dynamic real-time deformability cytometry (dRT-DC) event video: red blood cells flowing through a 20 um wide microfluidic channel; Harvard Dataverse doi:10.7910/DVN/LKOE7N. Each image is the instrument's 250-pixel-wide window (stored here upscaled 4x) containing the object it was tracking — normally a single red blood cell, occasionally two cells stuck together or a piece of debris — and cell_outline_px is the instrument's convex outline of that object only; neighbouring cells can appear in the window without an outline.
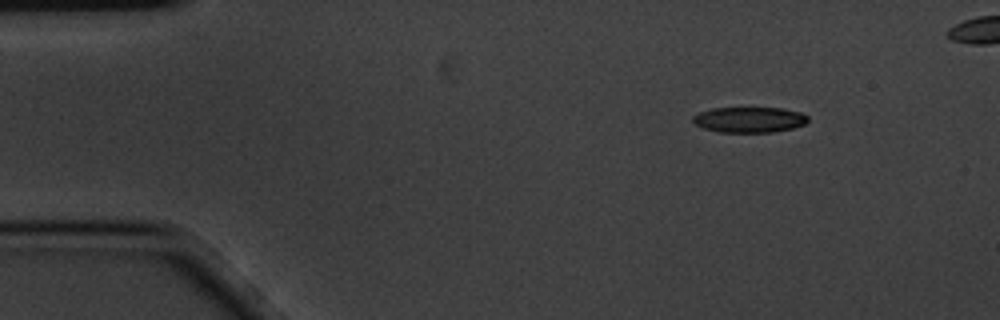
{"species": "common noctule bat (a hibernating species)", "species_latin": "Nyctalus noctula", "temperature_condition": "cold", "stored_images_in_passage": 5, "camera_frame_rate_fps": 3000, "um_per_image_px": 0.085, "animal": {"sex": "male", "body_mass_g": 20.1, "forearm_length_mm": 53.5}, "frame": {"image": 1, "passage_image": 1, "time_ms": 0.0, "image_size_px": [1000, 320], "cell_outline_px": [[808, 120], [804, 124], [792, 128], [772, 132], [720, 132], [704, 128], [696, 124], [692, 120], [692, 116], [700, 112], [712, 108], [780, 108], [800, 112], [808, 116]], "centroid_in_image_um": [63.68, 10.17], "position_along_channel_um": 21.3, "area_um2": 16.99}}
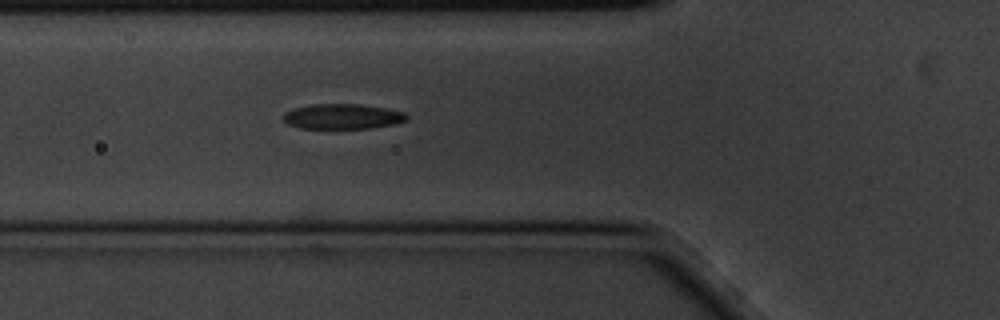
{"frame": {"image": 2, "passage_image": 5, "time_ms": 1.333, "image_size_px": [1000, 320], "cell_outline_px": [[408, 120], [392, 124], [372, 128], [300, 128], [288, 124], [284, 120], [284, 116], [288, 112], [296, 108], [316, 104], [360, 104], [388, 108], [404, 112], [408, 116]], "centroid_in_image_um": [29.19, 9.9], "position_along_channel_um": 96.6, "area_um2": 17.86}}